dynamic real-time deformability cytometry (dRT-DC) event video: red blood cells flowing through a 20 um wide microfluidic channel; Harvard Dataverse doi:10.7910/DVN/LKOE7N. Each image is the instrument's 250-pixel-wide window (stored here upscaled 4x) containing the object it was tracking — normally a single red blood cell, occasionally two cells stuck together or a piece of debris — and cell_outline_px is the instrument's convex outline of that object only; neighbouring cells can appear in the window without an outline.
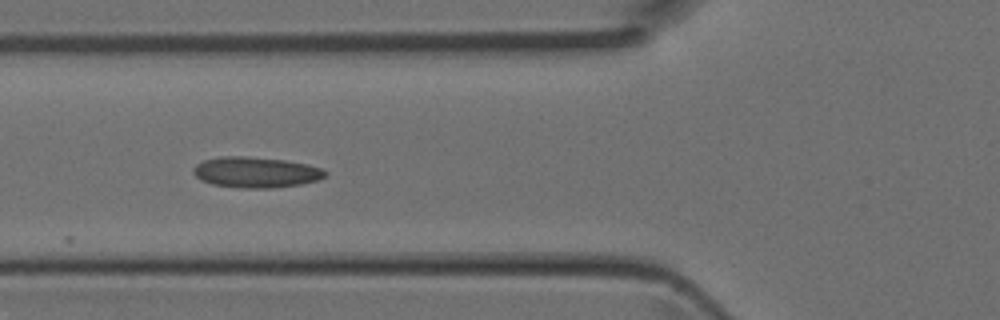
{"species": "Egyptian fruit bat (a non-hibernating species)", "species_latin": "Rousettus aegyptiacus", "temperature_condition": "room temperature", "stored_images_in_passage": 5, "camera_frame_rate_fps": 3000, "um_per_image_px": 0.085, "animal": {"sex": "female"}, "frame": {"image": 1, "passage_image": 3, "time_ms": 0.667, "image_size_px": [1000, 320], "cell_outline_px": [[328, 172], [324, 176], [316, 180], [300, 184], [272, 188], [240, 188], [212, 184], [200, 180], [192, 172], [192, 168], [196, 164], [204, 160], [220, 156], [248, 156], [284, 160], [308, 164], [324, 168]], "centroid_in_image_um": [21.73, 14.63], "position_along_channel_um": 104.1, "area_um2": 23.76}}
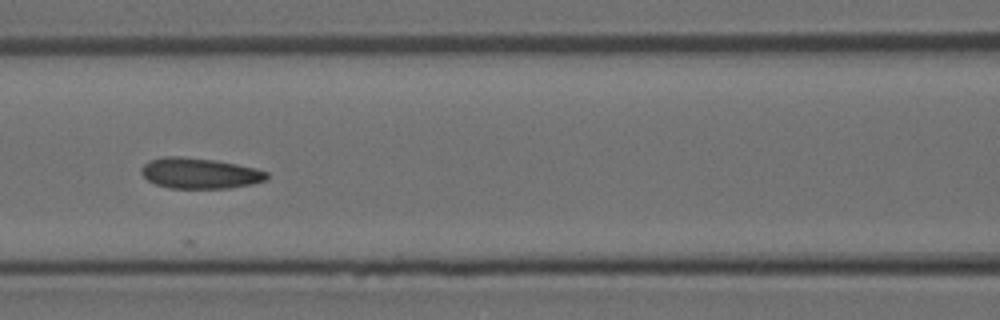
{"frame": {"image": 2, "passage_image": 4, "time_ms": 1.0, "image_size_px": [1000, 320], "cell_outline_px": [[268, 176], [264, 180], [252, 184], [228, 188], [168, 188], [156, 184], [148, 180], [140, 172], [140, 168], [148, 160], [164, 156], [180, 156], [216, 160], [256, 168], [268, 172]], "centroid_in_image_um": [16.94, 14.72], "position_along_channel_um": 149.7, "area_um2": 22.48}}